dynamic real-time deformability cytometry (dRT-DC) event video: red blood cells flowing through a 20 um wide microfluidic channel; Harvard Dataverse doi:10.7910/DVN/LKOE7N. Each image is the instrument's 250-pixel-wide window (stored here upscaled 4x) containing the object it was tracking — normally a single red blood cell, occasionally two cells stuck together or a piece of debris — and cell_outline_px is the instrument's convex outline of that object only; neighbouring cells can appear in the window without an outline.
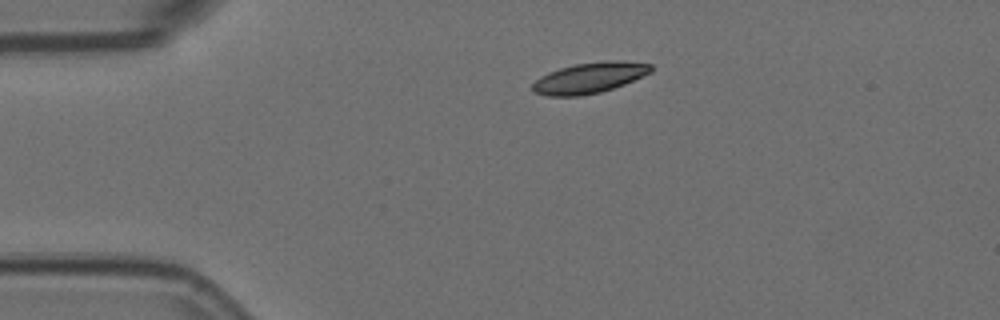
{"species": "Egyptian fruit bat (a non-hibernating species)", "species_latin": "Rousettus aegyptiacus", "temperature_condition": "room temperature", "stored_images_in_passage": 2, "camera_frame_rate_fps": 3000, "um_per_image_px": 0.085, "animal": {"sex": "female"}, "frame": {"image": 1, "passage_image": 1, "time_ms": 0.0, "image_size_px": [1000, 320], "cell_outline_px": [[652, 72], [624, 84], [600, 92], [580, 96], [548, 96], [532, 92], [532, 84], [540, 76], [548, 72], [560, 68], [576, 64], [604, 60], [616, 60], [652, 64]], "centroid_in_image_um": [50.08, 6.61], "position_along_channel_um": 34.9, "area_um2": 21.21}}